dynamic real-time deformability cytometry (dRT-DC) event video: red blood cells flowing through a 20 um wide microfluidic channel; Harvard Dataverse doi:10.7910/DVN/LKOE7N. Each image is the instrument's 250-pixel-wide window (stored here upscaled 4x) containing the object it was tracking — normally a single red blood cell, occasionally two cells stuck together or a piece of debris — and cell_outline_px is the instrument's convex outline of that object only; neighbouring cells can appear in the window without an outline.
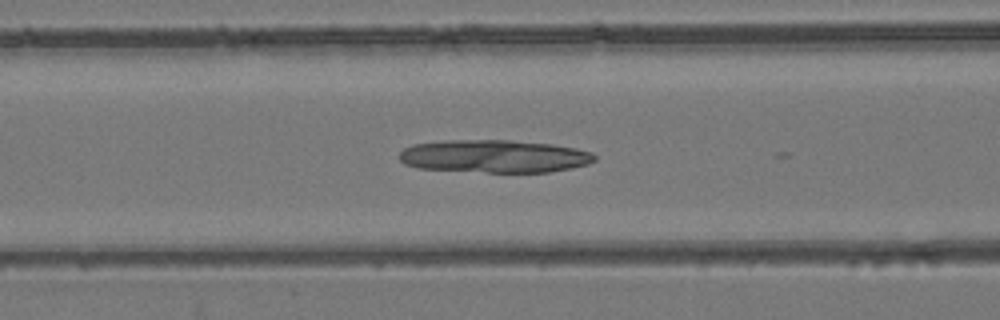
{"species": "common noctule bat (a hibernating species)", "species_latin": "Nyctalus noctula", "temperature_condition": "room temperature", "stored_images_in_passage": 27, "camera_frame_rate_fps": 3000, "um_per_image_px": 0.085, "animal": {"sex": "female", "body_mass_g": 24.6, "forearm_length_mm": 56.2}, "frame": {"image": 1, "passage_image": 22, "time_ms": 7.0, "image_size_px": [1000, 320], "cell_outline_px": [[596, 160], [588, 164], [572, 168], [548, 172], [488, 172], [416, 168], [404, 164], [400, 160], [400, 152], [404, 148], [412, 144], [444, 140], [508, 140], [552, 144], [576, 148], [592, 152], [596, 156]], "centroid_in_image_um": [42.01, 13.28], "position_along_channel_um": 124.6, "area_um2": 37.51}}
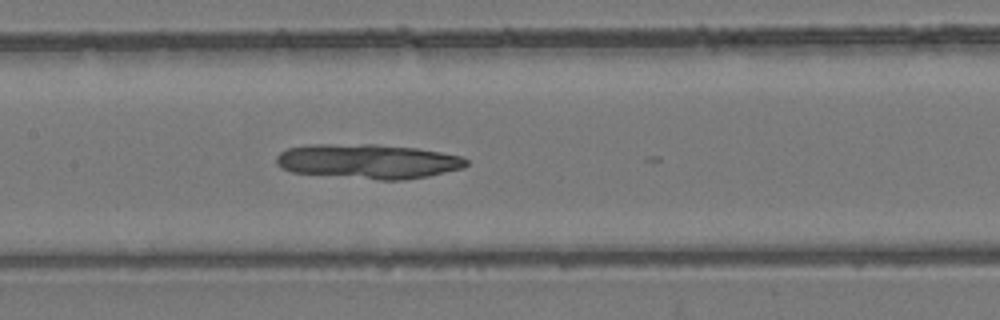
{"frame": {"image": 2, "passage_image": 26, "time_ms": 8.333, "image_size_px": [1000, 320], "cell_outline_px": [[468, 164], [464, 168], [428, 176], [404, 180], [376, 180], [292, 172], [276, 164], [276, 156], [280, 152], [288, 148], [312, 144], [376, 144], [416, 148], [440, 152], [460, 156], [468, 160]], "centroid_in_image_um": [31.3, 13.72], "position_along_channel_um": 176.1, "area_um2": 38.44}}